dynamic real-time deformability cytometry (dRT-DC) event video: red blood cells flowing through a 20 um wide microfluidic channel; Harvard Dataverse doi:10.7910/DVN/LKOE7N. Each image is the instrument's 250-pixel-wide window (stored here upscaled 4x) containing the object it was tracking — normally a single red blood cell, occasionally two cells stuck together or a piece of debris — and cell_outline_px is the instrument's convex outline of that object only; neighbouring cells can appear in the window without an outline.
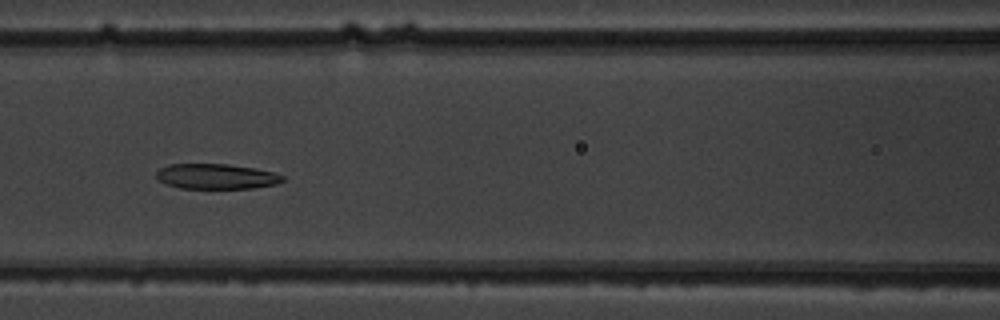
{"species": "common noctule bat (a hibernating species)", "species_latin": "Nyctalus noctula", "temperature_condition": "warm", "stored_images_in_passage": 15, "camera_frame_rate_fps": 3000, "um_per_image_px": 0.085, "animal": {"sex": "male", "body_mass_g": 19.5, "forearm_length_mm": 54.6}, "frame": {"image": 1, "passage_image": 7, "time_ms": 7.0, "image_size_px": [1000, 320], "cell_outline_px": [[284, 180], [276, 184], [252, 188], [180, 188], [156, 180], [156, 172], [160, 168], [168, 164], [228, 164], [252, 168], [272, 172], [284, 176]], "centroid_in_image_um": [18.34, 14.99], "position_along_channel_um": 148.3, "area_um2": 18.44}}
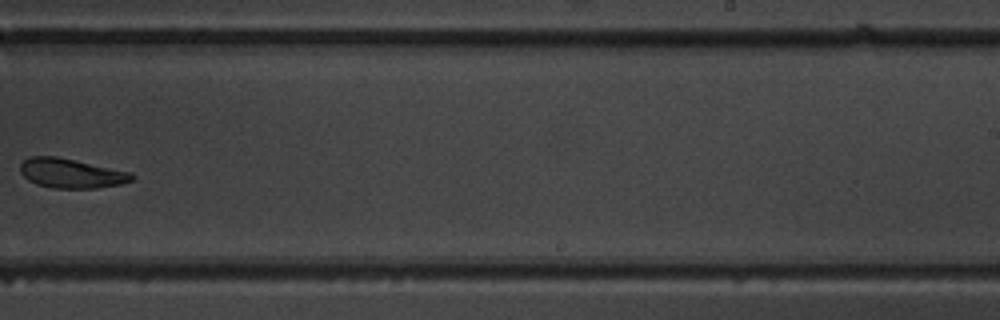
{"frame": {"image": 2, "passage_image": 10, "time_ms": 10.667, "image_size_px": [1000, 320], "cell_outline_px": [[136, 176], [132, 180], [120, 184], [96, 188], [52, 188], [36, 184], [28, 180], [20, 172], [20, 164], [28, 156], [56, 156], [132, 172]], "centroid_in_image_um": [6.04, 14.73], "position_along_channel_um": 283.0, "area_um2": 19.25}}
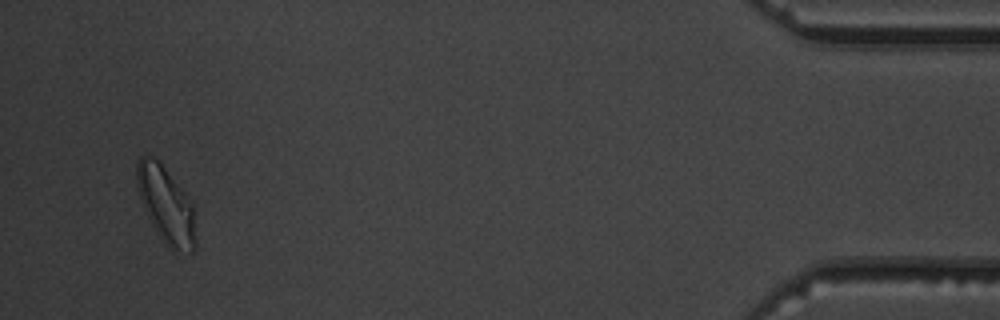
{"frame": {"image": 3, "passage_image": 15, "time_ms": 16.333, "image_size_px": [1000, 320], "cell_outline_px": [[196, 248], [192, 252], [188, 252], [176, 248], [164, 240], [156, 232], [148, 216], [140, 196], [136, 180], [136, 164], [140, 156], [152, 156], [164, 168], [192, 200], [196, 244]], "centroid_in_image_um": [14.12, 17.38], "position_along_channel_um": 421.1, "area_um2": 25.43}, "authors_computed_cell_mechanics": {"area_um2": 21.1548, "velocity_mm_per_s": 3.6808, "shape_relaxation_time_tau1_ms": 4.4195, "shape_relaxation_time_tau2_ms": 2.123, "deformation_change_tau1": 0.1148, "deformation_change_tau2": 0.0683}}